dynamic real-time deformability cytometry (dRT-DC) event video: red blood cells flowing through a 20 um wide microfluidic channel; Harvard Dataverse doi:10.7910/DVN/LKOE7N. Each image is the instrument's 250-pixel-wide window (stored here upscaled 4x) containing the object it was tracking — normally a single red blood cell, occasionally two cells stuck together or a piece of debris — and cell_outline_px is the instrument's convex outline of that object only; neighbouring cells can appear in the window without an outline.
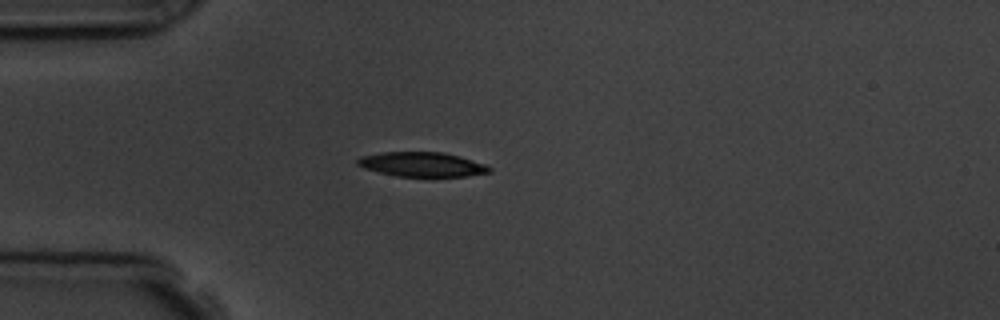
{"species": "common noctule bat (a hibernating species)", "species_latin": "Nyctalus noctula", "temperature_condition": "room temperature", "stored_images_in_passage": 4, "camera_frame_rate_fps": 3000, "um_per_image_px": 0.085, "animal": {"sex": "male", "body_mass_g": 19.5, "forearm_length_mm": 54.6}, "frame": {"image": 1, "passage_image": 3, "time_ms": 3.333, "image_size_px": [1000, 320], "cell_outline_px": [[492, 172], [468, 176], [396, 176], [364, 168], [356, 164], [356, 160], [360, 156], [384, 152], [444, 152], [460, 156], [484, 164], [492, 168]], "centroid_in_image_um": [35.88, 13.97], "position_along_channel_um": 49.1, "area_um2": 18.79}}